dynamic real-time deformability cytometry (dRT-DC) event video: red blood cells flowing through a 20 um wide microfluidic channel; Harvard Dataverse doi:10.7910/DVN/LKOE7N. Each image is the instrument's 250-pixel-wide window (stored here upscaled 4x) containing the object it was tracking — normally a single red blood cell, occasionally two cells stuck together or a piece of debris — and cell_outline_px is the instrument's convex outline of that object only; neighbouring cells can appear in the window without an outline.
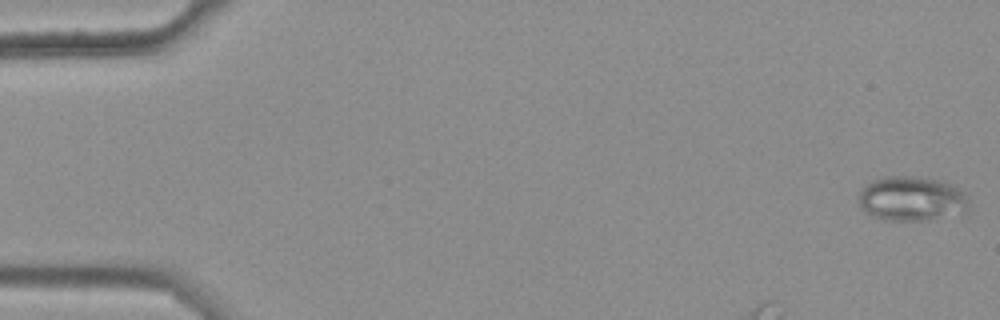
{"species": "common noctule bat (a hibernating species)", "species_latin": "Nyctalus noctula", "temperature_condition": "warm", "stored_images_in_passage": 16, "camera_frame_rate_fps": 3000, "um_per_image_px": 0.085, "animal": {"sex": "female", "body_mass_g": 25.1}, "frame": {"image": 1, "passage_image": 1, "time_ms": 0.0, "image_size_px": [1000, 320], "cell_outline_px": [[968, 208], [964, 212], [928, 220], [888, 220], [872, 216], [860, 208], [860, 188], [872, 180], [880, 176], [920, 176], [940, 180], [952, 184], [960, 188], [964, 192], [968, 200]], "centroid_in_image_um": [77.48, 16.86], "position_along_channel_um": 7.5, "area_um2": 28.9}}